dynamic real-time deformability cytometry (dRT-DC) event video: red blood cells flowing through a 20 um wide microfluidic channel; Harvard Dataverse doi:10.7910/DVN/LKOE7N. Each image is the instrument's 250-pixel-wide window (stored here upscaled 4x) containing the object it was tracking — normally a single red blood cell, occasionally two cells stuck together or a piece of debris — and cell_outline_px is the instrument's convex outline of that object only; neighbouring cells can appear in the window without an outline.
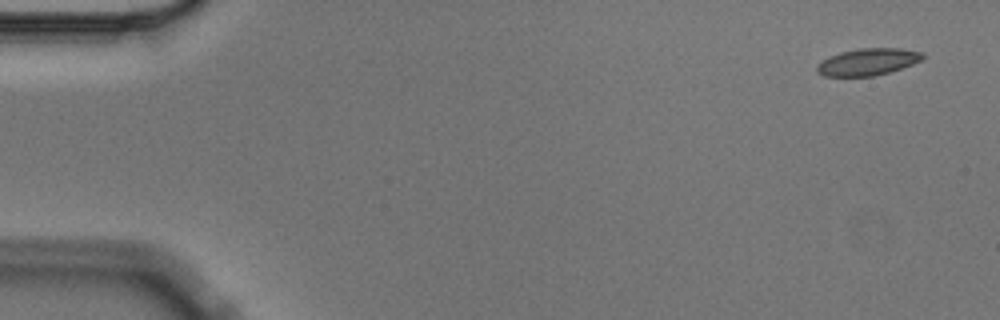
{"species": "Egyptian fruit bat (a non-hibernating species)", "species_latin": "Rousettus aegyptiacus", "temperature_condition": "cold", "stored_images_in_passage": 6, "segment_of_instrument_passage": [1, 2], "camera_frame_rate_fps": 3000, "um_per_image_px": 0.085, "animal": {"sex": "male"}, "frame": {"image": 1, "passage_image": 1, "time_ms": 0.0, "image_size_px": [1000, 320], "cell_outline_px": [[924, 60], [888, 72], [872, 76], [824, 76], [816, 72], [816, 64], [828, 56], [840, 52], [860, 48], [900, 48], [924, 52]], "centroid_in_image_um": [73.75, 5.25], "position_along_channel_um": 11.3, "area_um2": 16.7}}
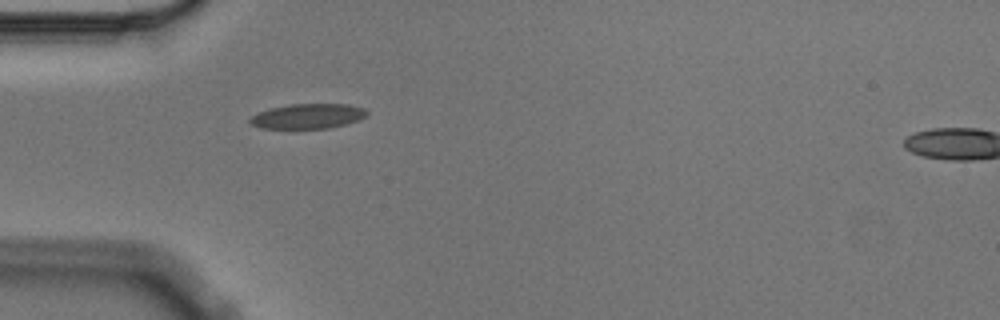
{"frame": {"image": 2, "passage_image": 5, "time_ms": 1.333, "image_size_px": [1000, 320], "cell_outline_px": [[368, 116], [344, 124], [328, 128], [260, 128], [252, 124], [248, 120], [256, 112], [268, 108], [288, 104], [348, 104], [364, 108], [368, 112]], "centroid_in_image_um": [26.14, 9.86], "position_along_channel_um": 58.9, "area_um2": 16.99}}